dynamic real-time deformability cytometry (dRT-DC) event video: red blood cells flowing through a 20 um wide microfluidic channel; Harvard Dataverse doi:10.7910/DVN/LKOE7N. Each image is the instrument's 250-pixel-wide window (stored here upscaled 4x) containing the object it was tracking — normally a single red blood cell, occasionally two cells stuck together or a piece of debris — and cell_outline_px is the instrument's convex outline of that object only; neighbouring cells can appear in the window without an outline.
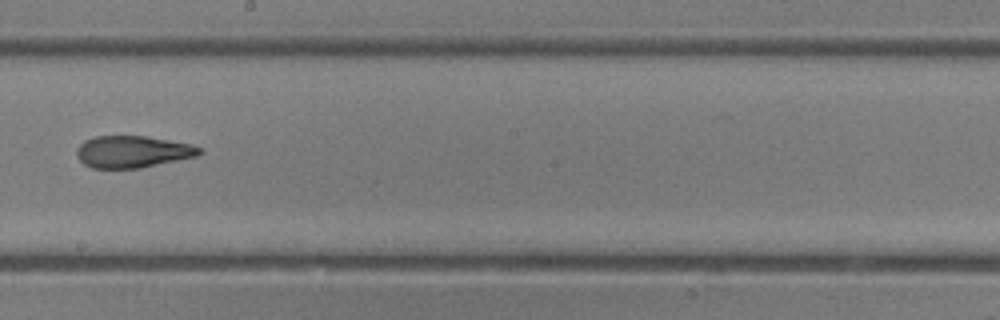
{"species": "common noctule bat (a hibernating species)", "species_latin": "Nyctalus noctula", "temperature_condition": "room temperature", "stored_images_in_passage": 32, "camera_frame_rate_fps": 3000, "um_per_image_px": 0.085, "animal": {"sex": "female"}, "frame": {"image": 1, "passage_image": 19, "time_ms": 6.0, "image_size_px": [1000, 320], "cell_outline_px": [[204, 152], [196, 156], [140, 168], [92, 168], [84, 164], [76, 156], [76, 148], [84, 140], [96, 136], [148, 136], [192, 144], [204, 148]], "centroid_in_image_um": [11.29, 12.89], "position_along_channel_um": 236.9, "area_um2": 23.0}}
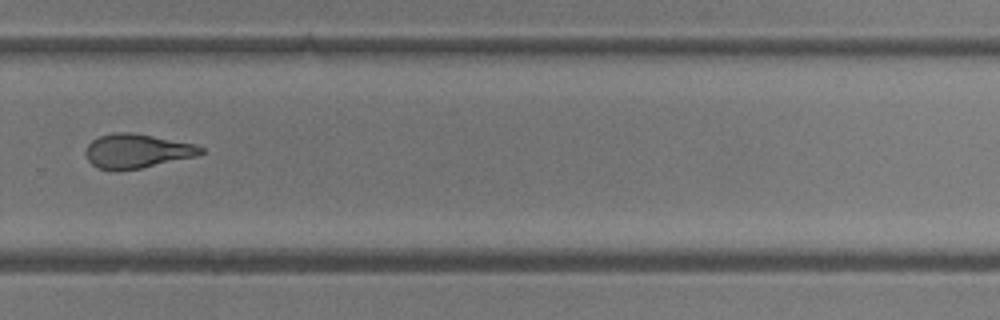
{"frame": {"image": 2, "passage_image": 23, "time_ms": 7.333, "image_size_px": [1000, 320], "cell_outline_px": [[204, 152], [196, 156], [140, 168], [96, 168], [88, 160], [84, 152], [88, 144], [92, 140], [100, 136], [112, 132], [132, 132], [196, 144], [204, 148]], "centroid_in_image_um": [11.64, 12.8], "position_along_channel_um": 318.2, "area_um2": 22.54}}